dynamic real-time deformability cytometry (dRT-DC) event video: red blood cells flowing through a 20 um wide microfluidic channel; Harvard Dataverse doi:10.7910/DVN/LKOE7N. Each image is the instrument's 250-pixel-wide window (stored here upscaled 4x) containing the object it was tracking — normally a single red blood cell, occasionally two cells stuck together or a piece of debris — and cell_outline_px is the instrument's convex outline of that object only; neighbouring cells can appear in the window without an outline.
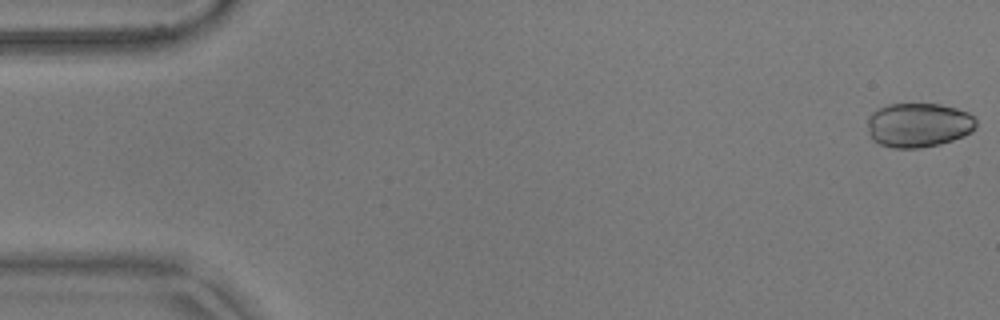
{"species": "common noctule bat (a hibernating species)", "species_latin": "Nyctalus noctula", "temperature_condition": "warm", "stored_images_in_passage": 42, "camera_frame_rate_fps": 3000, "um_per_image_px": 0.085, "animal": {"sex": "male", "body_mass_g": 17.9}, "frame": {"image": 1, "passage_image": 1, "time_ms": 0.0, "image_size_px": [1000, 320], "cell_outline_px": [[976, 128], [972, 132], [964, 136], [940, 144], [920, 148], [892, 148], [880, 144], [872, 140], [868, 132], [868, 116], [876, 108], [888, 104], [940, 104], [956, 108], [968, 112], [976, 120]], "centroid_in_image_um": [78.06, 10.63], "position_along_channel_um": 6.9, "area_um2": 28.38}}
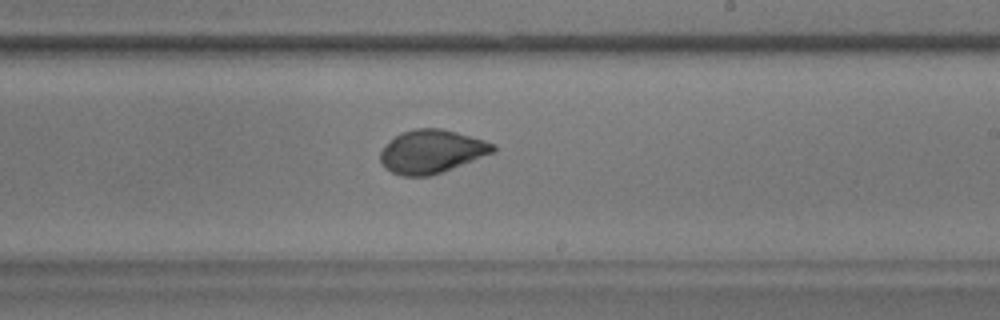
{"frame": {"image": 2, "passage_image": 32, "time_ms": 10.333, "image_size_px": [1000, 320], "cell_outline_px": [[496, 152], [440, 172], [428, 176], [400, 176], [384, 168], [380, 160], [380, 152], [400, 132], [416, 128], [440, 128], [456, 132], [484, 140], [492, 144], [496, 148]], "centroid_in_image_um": [36.67, 12.88], "position_along_channel_um": 252.3, "area_um2": 28.15}}
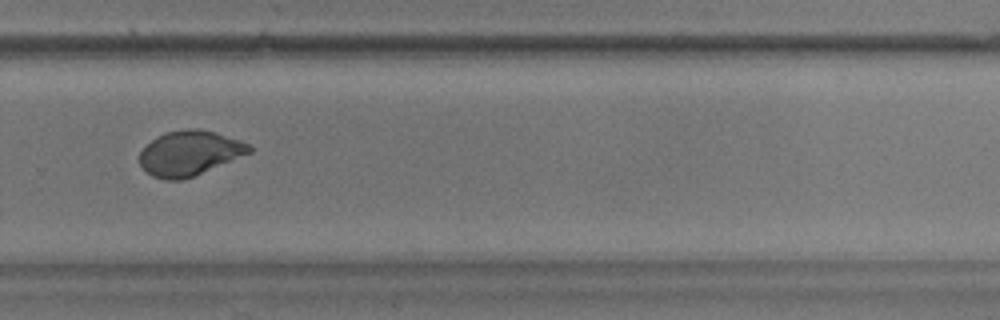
{"frame": {"image": 3, "passage_image": 37, "time_ms": 12.0, "image_size_px": [1000, 320], "cell_outline_px": [[252, 152], [184, 180], [164, 180], [152, 176], [140, 164], [140, 152], [156, 136], [164, 132], [184, 128], [200, 128], [240, 140], [248, 144], [252, 148]], "centroid_in_image_um": [16.1, 13.01], "position_along_channel_um": 313.7, "area_um2": 28.61}, "authors_computed_cell_mechanics": {"area_um2": 28.4376, "velocity_mm_per_s": 3.7003, "shape_relaxation_time_tau1_ms": 3.4015, "shape_relaxation_time_tau2_ms": null, "deformation_change_tau1": 0.0835, "deformation_change_tau2": null}}